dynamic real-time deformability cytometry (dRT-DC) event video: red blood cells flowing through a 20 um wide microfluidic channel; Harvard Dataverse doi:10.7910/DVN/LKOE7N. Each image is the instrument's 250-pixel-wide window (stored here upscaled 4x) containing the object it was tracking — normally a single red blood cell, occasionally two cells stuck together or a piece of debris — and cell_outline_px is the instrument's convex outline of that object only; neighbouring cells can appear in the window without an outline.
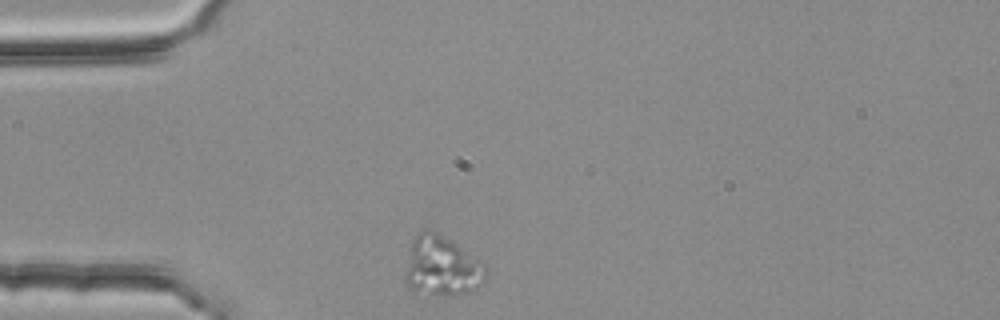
{"species": "common noctule bat (a hibernating species)", "species_latin": "Nyctalus noctula", "temperature_condition": "room temperature", "stored_images_in_passage": 1, "camera_frame_rate_fps": 3000, "um_per_image_px": 0.085, "animal": {"sex": "female", "body_mass_g": 25.1}, "frame": {"image": 1, "passage_image": 1, "time_ms": 0.0, "image_size_px": [1000, 320], "cell_outline_px": [[488, 276], [472, 292], [456, 296], [428, 296], [412, 288], [404, 280], [404, 272], [412, 240], [420, 232], [436, 232], [452, 240], [484, 264], [488, 268]], "centroid_in_image_um": [37.58, 22.69], "position_along_channel_um": 47.4, "area_um2": 28.38}}